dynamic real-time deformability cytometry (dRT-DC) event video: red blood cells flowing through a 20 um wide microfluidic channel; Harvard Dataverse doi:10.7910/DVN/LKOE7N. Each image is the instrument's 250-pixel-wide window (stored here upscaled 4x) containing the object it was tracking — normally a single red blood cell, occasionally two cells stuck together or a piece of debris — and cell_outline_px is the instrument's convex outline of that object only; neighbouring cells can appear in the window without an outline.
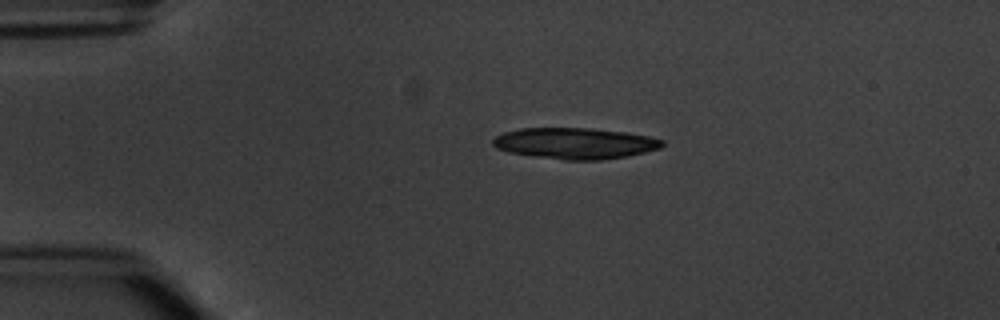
{"species": "common noctule bat (a hibernating species)", "species_latin": "Nyctalus noctula", "temperature_condition": "warm", "stored_images_in_passage": 3, "camera_frame_rate_fps": 3000, "um_per_image_px": 0.085, "animal": {"sex": "male", "body_mass_g": 20.1, "forearm_length_mm": 53.5}, "frame": {"image": 1, "passage_image": 1, "time_ms": 0.0, "image_size_px": [1000, 320], "cell_outline_px": [[664, 144], [660, 148], [628, 156], [600, 160], [564, 160], [508, 152], [496, 148], [492, 144], [492, 140], [496, 136], [504, 132], [520, 128], [588, 128], [628, 132], [648, 136], [664, 140]], "centroid_in_image_um": [48.88, 12.18], "position_along_channel_um": 36.1, "area_um2": 30.75}}
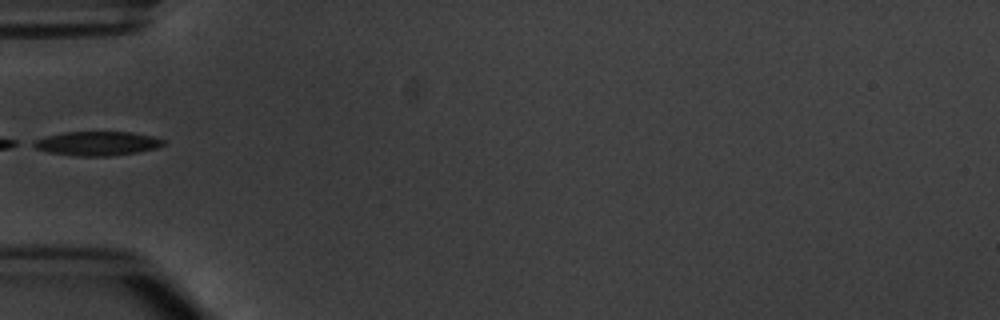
{"frame": {"image": 2, "passage_image": 3, "time_ms": 2.333, "image_size_px": [1000, 320], "cell_outline_px": [[164, 144], [156, 148], [136, 152], [112, 156], [76, 156], [48, 152], [36, 148], [28, 144], [32, 140], [44, 136], [64, 132], [132, 132], [152, 136], [164, 140]], "centroid_in_image_um": [8.18, 12.19], "position_along_channel_um": 76.8, "area_um2": 18.38}}